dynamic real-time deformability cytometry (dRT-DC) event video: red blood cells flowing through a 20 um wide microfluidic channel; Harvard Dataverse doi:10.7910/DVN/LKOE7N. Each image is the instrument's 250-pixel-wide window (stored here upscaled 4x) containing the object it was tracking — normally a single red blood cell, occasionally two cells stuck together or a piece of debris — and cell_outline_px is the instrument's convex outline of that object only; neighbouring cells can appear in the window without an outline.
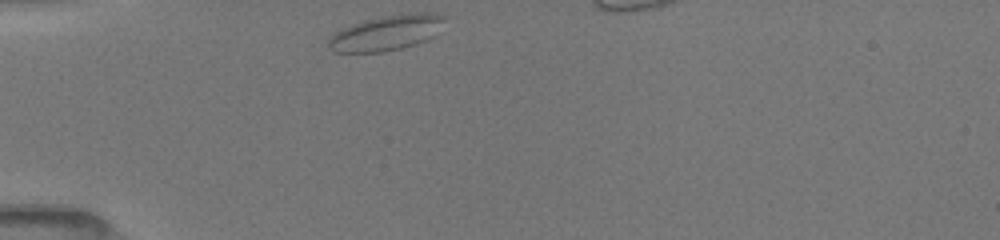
{"species": "common noctule bat (a hibernating species)", "species_latin": "Nyctalus noctula", "temperature_condition": "room temperature", "stored_images_in_passage": 27, "segment_of_instrument_passage": [1, 2], "camera_frame_rate_fps": 3000, "um_per_image_px": 0.085, "animal": {"sex": "female", "body_mass_g": 19.5, "forearm_length_mm": 54.1}, "frame": {"image": 1, "passage_image": 1, "time_ms": 0.0, "image_size_px": [1000, 240], "cell_outline_px": [[444, 16], [436, 36], [416, 44], [384, 52], [332, 52], [328, 48], [328, 40], [336, 32], [352, 24], [384, 16], [424, 12], [428, 12]], "centroid_in_image_um": [32.83, 2.82], "position_along_channel_um": 52.2, "area_um2": 23.41}}
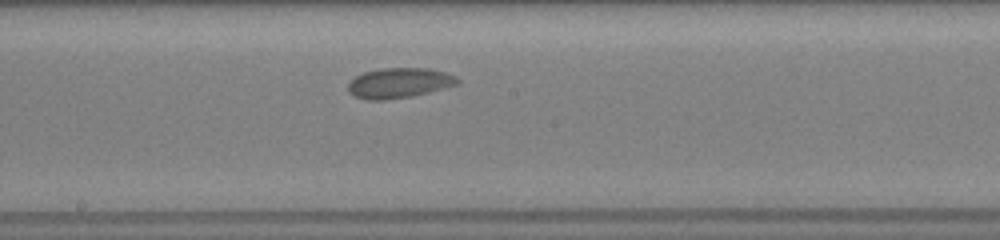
{"frame": {"image": 2, "passage_image": 13, "time_ms": 4.667, "image_size_px": [1000, 240], "cell_outline_px": [[460, 84], [412, 96], [384, 100], [368, 100], [352, 96], [348, 92], [348, 84], [356, 76], [364, 72], [380, 68], [428, 68], [444, 72], [456, 76], [460, 80]], "centroid_in_image_um": [33.92, 7.05], "position_along_channel_um": 214.3, "area_um2": 19.31}}
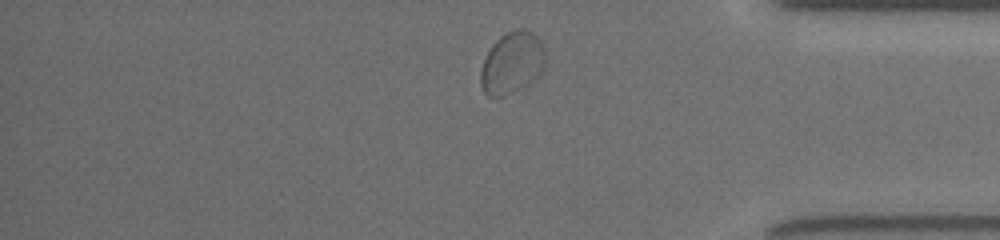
{"frame": {"image": 3, "passage_image": 24, "time_ms": 9.667, "image_size_px": [1000, 240], "cell_outline_px": [[544, 68], [528, 84], [504, 96], [492, 100], [484, 92], [480, 84], [480, 72], [484, 60], [492, 44], [500, 36], [516, 28], [524, 28], [532, 32], [540, 40], [544, 48]], "centroid_in_image_um": [43.49, 5.36], "position_along_channel_um": 391.7, "area_um2": 23.35}}